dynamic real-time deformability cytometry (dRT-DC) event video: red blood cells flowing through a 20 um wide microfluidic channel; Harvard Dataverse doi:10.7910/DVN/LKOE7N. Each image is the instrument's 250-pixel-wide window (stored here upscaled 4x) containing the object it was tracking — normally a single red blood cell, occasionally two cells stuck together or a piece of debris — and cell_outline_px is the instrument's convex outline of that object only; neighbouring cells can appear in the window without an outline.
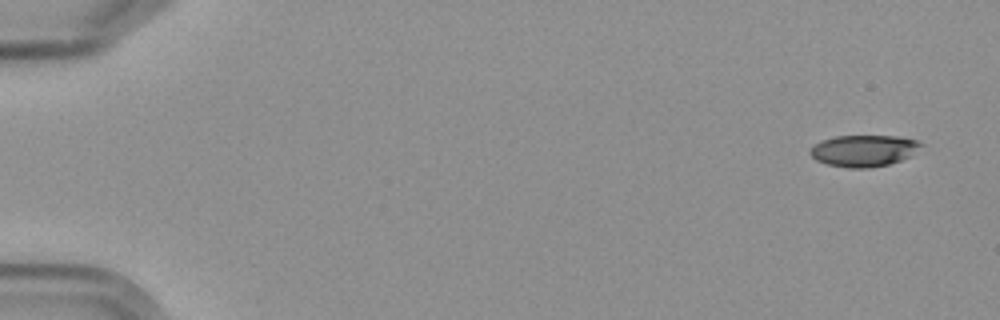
{"species": "Egyptian fruit bat (a non-hibernating species)", "species_latin": "Rousettus aegyptiacus", "temperature_condition": "cold", "stored_images_in_passage": 11, "camera_frame_rate_fps": 3000, "um_per_image_px": 0.085, "frame": {"image": 1, "passage_image": 1, "time_ms": 0.0, "image_size_px": [1000, 320], "cell_outline_px": [[924, 144], [912, 156], [888, 164], [868, 168], [848, 168], [828, 164], [816, 160], [808, 152], [820, 140], [836, 136], [900, 136], [920, 140]], "centroid_in_image_um": [73.47, 12.8], "position_along_channel_um": 11.5, "area_um2": 20.52}}
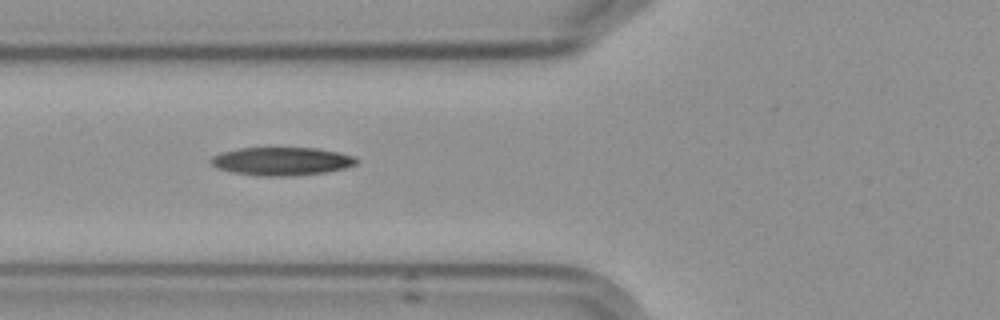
{"frame": {"image": 2, "passage_image": 6, "time_ms": 6.667, "image_size_px": [1000, 320], "cell_outline_px": [[360, 160], [356, 164], [344, 168], [324, 172], [292, 176], [256, 176], [232, 172], [216, 168], [208, 160], [212, 156], [224, 152], [240, 148], [316, 148], [356, 156]], "centroid_in_image_um": [23.93, 13.71], "position_along_channel_um": 101.9, "area_um2": 23.93}}
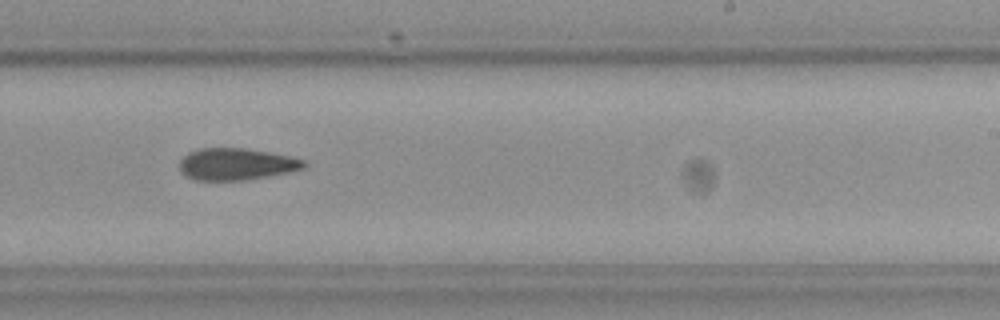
{"frame": {"image": 3, "passage_image": 10, "time_ms": 11.333, "image_size_px": [1000, 320], "cell_outline_px": [[308, 164], [304, 168], [288, 172], [248, 180], [196, 180], [180, 172], [180, 160], [188, 152], [200, 148], [244, 148], [268, 152], [308, 160]], "centroid_in_image_um": [20.11, 13.95], "position_along_channel_um": 268.9, "area_um2": 23.12}}